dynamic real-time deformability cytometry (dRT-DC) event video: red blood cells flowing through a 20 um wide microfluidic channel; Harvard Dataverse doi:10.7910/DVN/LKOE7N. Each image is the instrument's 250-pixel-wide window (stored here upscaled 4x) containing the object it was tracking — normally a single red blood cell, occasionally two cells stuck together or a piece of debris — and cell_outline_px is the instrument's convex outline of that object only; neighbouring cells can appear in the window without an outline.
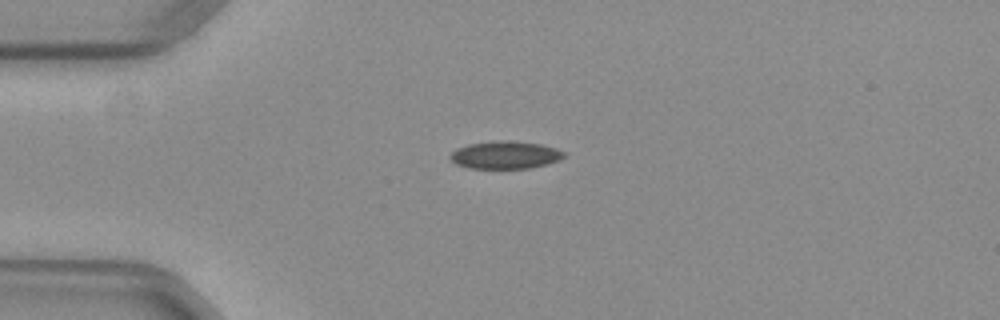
{"species": "common noctule bat (a hibernating species)", "species_latin": "Nyctalus noctula", "temperature_condition": "warm", "stored_images_in_passage": 40, "camera_frame_rate_fps": 3000, "um_per_image_px": 0.085, "animal": {"sex": "female", "body_mass_g": 29.2, "forearm_length_mm": 56.3}, "frame": {"image": 1, "passage_image": 1, "time_ms": 0.0, "image_size_px": [1000, 320], "cell_outline_px": [[564, 156], [560, 160], [548, 164], [528, 168], [468, 168], [456, 164], [448, 156], [456, 148], [468, 144], [504, 140], [508, 140], [540, 144], [556, 148], [564, 152]], "centroid_in_image_um": [42.94, 13.17], "position_along_channel_um": 42.1, "area_um2": 18.26}}
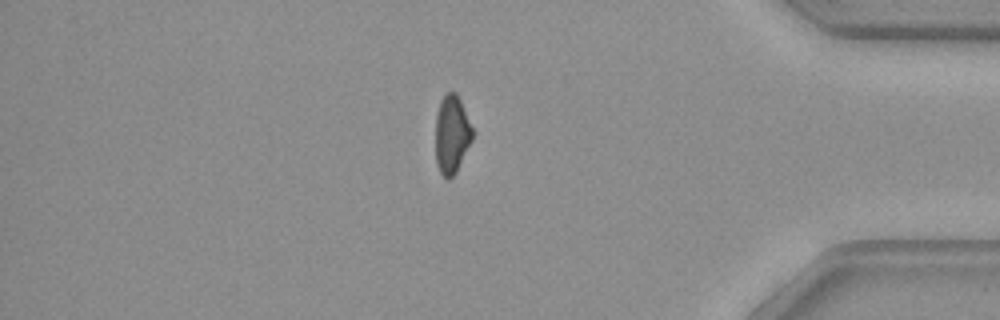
{"frame": {"image": 2, "passage_image": 32, "time_ms": 10.333, "image_size_px": [1000, 320], "cell_outline_px": [[472, 140], [456, 172], [448, 180], [440, 172], [436, 164], [436, 116], [440, 100], [448, 92], [456, 92], [460, 100], [472, 128]], "centroid_in_image_um": [38.39, 11.43], "position_along_channel_um": 396.8, "area_um2": 16.59}}
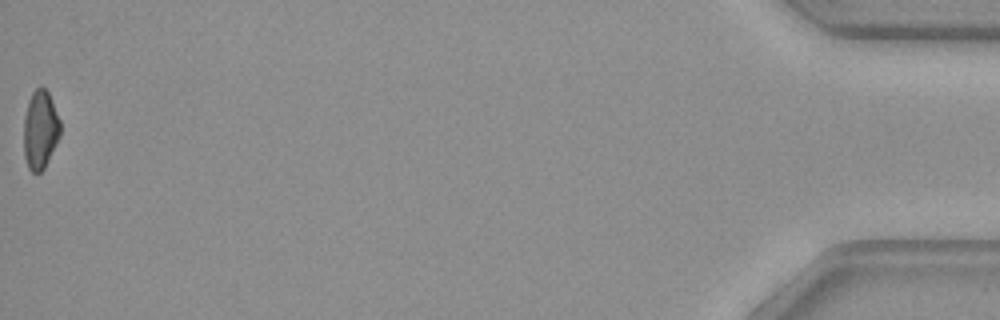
{"frame": {"image": 3, "passage_image": 40, "time_ms": 13.0, "image_size_px": [1000, 320], "cell_outline_px": [[60, 136], [44, 168], [40, 172], [32, 172], [28, 168], [24, 156], [24, 116], [28, 100], [32, 92], [40, 84], [48, 92], [52, 100], [60, 120]], "centroid_in_image_um": [3.41, 11.0], "position_along_channel_um": 431.8, "area_um2": 16.82}, "authors_computed_cell_mechanics": {"area_um2": 18.2359, "velocity_mm_per_s": 4.0013, "shape_relaxation_time_tau1_ms": null, "shape_relaxation_time_tau2_ms": 4.8625, "deformation_change_tau1": null, "deformation_change_tau2": 0.0991}}